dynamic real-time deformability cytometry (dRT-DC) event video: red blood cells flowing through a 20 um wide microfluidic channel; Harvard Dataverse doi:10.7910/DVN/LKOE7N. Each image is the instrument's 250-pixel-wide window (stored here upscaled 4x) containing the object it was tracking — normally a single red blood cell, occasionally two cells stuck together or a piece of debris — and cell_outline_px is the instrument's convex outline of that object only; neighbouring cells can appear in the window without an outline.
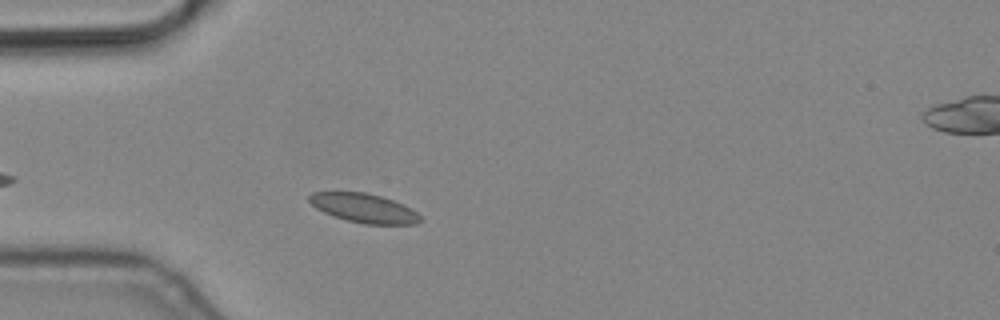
{"species": "common noctule bat (a hibernating species)", "species_latin": "Nyctalus noctula", "temperature_condition": "cold", "stored_images_in_passage": 4, "segment_of_instrument_passage": [1, 2], "camera_frame_rate_fps": 3000, "um_per_image_px": 0.085, "animal": {"sex": "male", "body_mass_g": 19.2, "forearm_length_mm": 51.8}, "frame": {"image": 1, "passage_image": 3, "time_ms": 0.667, "image_size_px": [1000, 320], "cell_outline_px": [[420, 220], [416, 224], [364, 224], [332, 216], [316, 208], [308, 200], [308, 196], [312, 192], [364, 192], [380, 196], [404, 204], [412, 208], [420, 216]], "centroid_in_image_um": [30.92, 17.68], "position_along_channel_um": 54.1, "area_um2": 18.73}}